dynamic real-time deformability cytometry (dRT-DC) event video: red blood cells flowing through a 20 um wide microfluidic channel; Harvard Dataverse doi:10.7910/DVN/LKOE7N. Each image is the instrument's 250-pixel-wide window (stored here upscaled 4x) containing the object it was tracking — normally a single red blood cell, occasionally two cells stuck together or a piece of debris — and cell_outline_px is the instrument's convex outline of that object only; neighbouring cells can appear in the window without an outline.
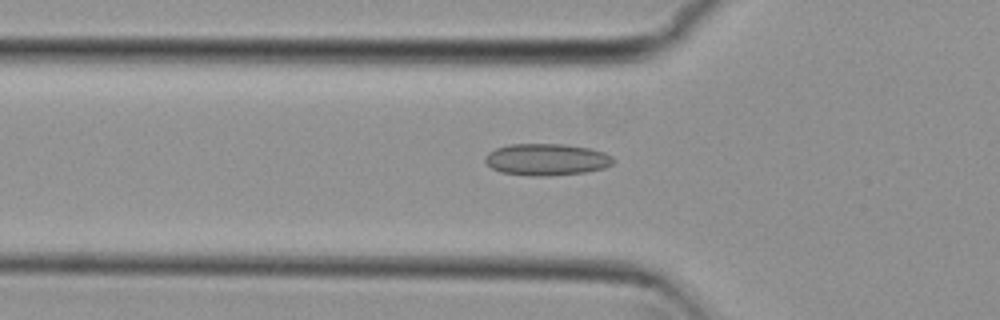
{"species": "common noctule bat (a hibernating species)", "species_latin": "Nyctalus noctula", "temperature_condition": "cold", "stored_images_in_passage": 44, "camera_frame_rate_fps": 3000, "um_per_image_px": 0.085, "animal": {"sex": "female", "body_mass_g": 29.2, "forearm_length_mm": 56.3}, "frame": {"image": 1, "passage_image": 8, "time_ms": 2.333, "image_size_px": [1000, 320], "cell_outline_px": [[616, 160], [612, 164], [604, 168], [584, 172], [548, 176], [532, 176], [500, 172], [492, 168], [484, 160], [484, 156], [488, 152], [496, 148], [508, 144], [564, 144], [588, 148], [604, 152], [612, 156]], "centroid_in_image_um": [46.45, 13.55], "position_along_channel_um": 79.4, "area_um2": 23.81}}
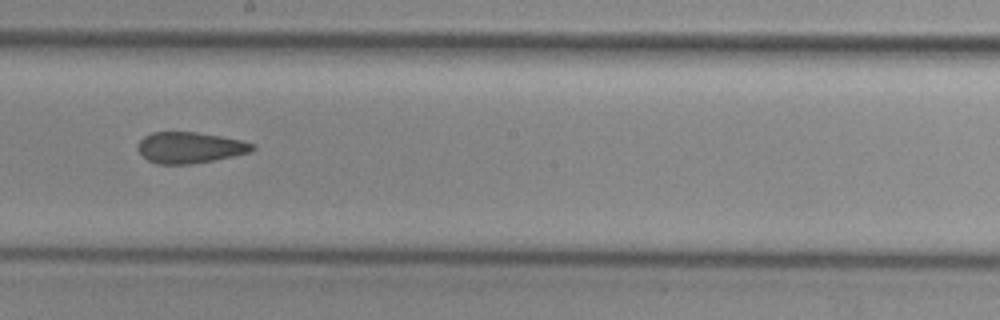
{"frame": {"image": 2, "passage_image": 20, "time_ms": 6.333, "image_size_px": [1000, 320], "cell_outline_px": [[256, 148], [252, 152], [192, 164], [156, 164], [148, 160], [136, 148], [136, 144], [144, 136], [152, 132], [196, 132], [220, 136], [240, 140], [256, 144]], "centroid_in_image_um": [16.13, 12.54], "position_along_channel_um": 232.1, "area_um2": 20.81}}
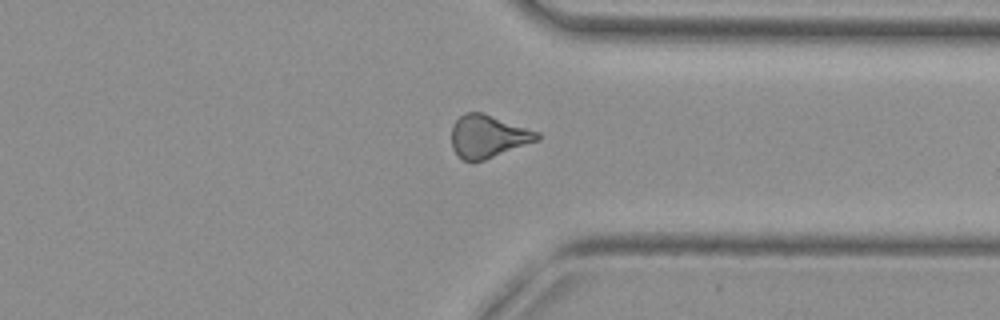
{"frame": {"image": 3, "passage_image": 31, "time_ms": 10.0, "image_size_px": [1000, 320], "cell_outline_px": [[540, 140], [484, 160], [464, 160], [452, 148], [452, 124], [464, 112], [484, 112], [540, 132]], "centroid_in_image_um": [41.51, 11.56], "position_along_channel_um": 369.9, "area_um2": 21.39}, "authors_computed_cell_mechanics": {"area_um2": 21.3571, "velocity_mm_per_s": 3.8024, "shape_relaxation_time_tau1_ms": null, "shape_relaxation_time_tau2_ms": 3.2739, "deformation_change_tau1": null, "deformation_change_tau2": 0.0979}}